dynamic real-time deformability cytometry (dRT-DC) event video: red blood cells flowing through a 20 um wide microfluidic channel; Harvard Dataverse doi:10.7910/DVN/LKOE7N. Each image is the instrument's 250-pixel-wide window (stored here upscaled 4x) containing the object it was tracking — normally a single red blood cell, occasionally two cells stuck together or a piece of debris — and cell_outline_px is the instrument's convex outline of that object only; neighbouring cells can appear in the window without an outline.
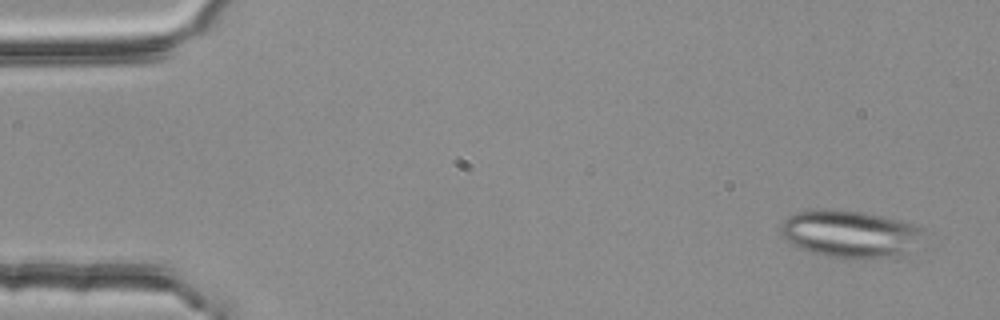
{"species": "common noctule bat (a hibernating species)", "species_latin": "Nyctalus noctula", "temperature_condition": "room temperature", "stored_images_in_passage": 4, "camera_frame_rate_fps": 3000, "um_per_image_px": 0.085, "animal": {"sex": "female", "body_mass_g": 25.1}, "frame": {"image": 1, "passage_image": 1, "time_ms": 0.0, "image_size_px": [1000, 320], "cell_outline_px": [[924, 232], [908, 252], [864, 260], [852, 260], [828, 256], [812, 252], [800, 248], [792, 244], [784, 236], [780, 228], [780, 224], [788, 216], [796, 212], [824, 208], [828, 208], [860, 212], [900, 220], [916, 224], [924, 228]], "centroid_in_image_um": [72.23, 19.87], "position_along_channel_um": 12.8, "area_um2": 39.19}}